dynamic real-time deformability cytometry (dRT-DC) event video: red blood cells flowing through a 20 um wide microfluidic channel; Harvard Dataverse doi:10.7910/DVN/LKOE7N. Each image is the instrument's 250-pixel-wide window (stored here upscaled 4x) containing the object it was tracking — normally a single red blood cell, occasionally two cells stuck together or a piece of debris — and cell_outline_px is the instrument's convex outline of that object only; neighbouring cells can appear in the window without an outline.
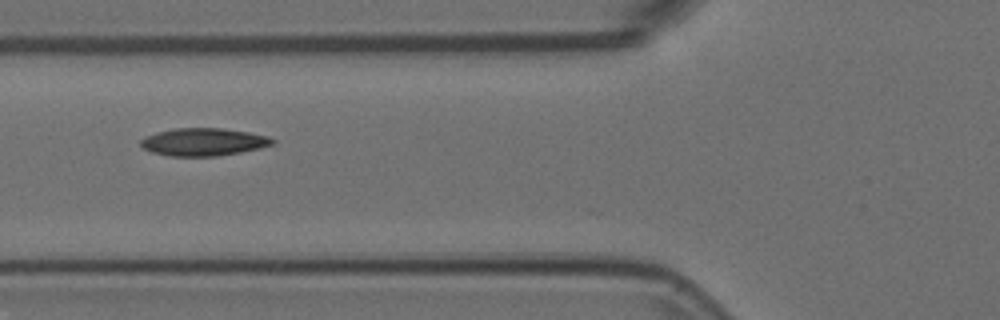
{"species": "Egyptian fruit bat (a non-hibernating species)", "species_latin": "Rousettus aegyptiacus", "temperature_condition": "room temperature", "stored_images_in_passage": 5, "camera_frame_rate_fps": 3000, "um_per_image_px": 0.085, "animal": {"sex": "female"}, "frame": {"image": 1, "passage_image": 3, "time_ms": 0.667, "image_size_px": [1000, 320], "cell_outline_px": [[276, 144], [260, 148], [240, 152], [216, 156], [168, 156], [152, 152], [144, 148], [140, 144], [140, 140], [144, 136], [156, 132], [172, 128], [224, 128], [248, 132], [268, 136], [276, 140]], "centroid_in_image_um": [17.3, 12.06], "position_along_channel_um": 108.5, "area_um2": 21.44}}
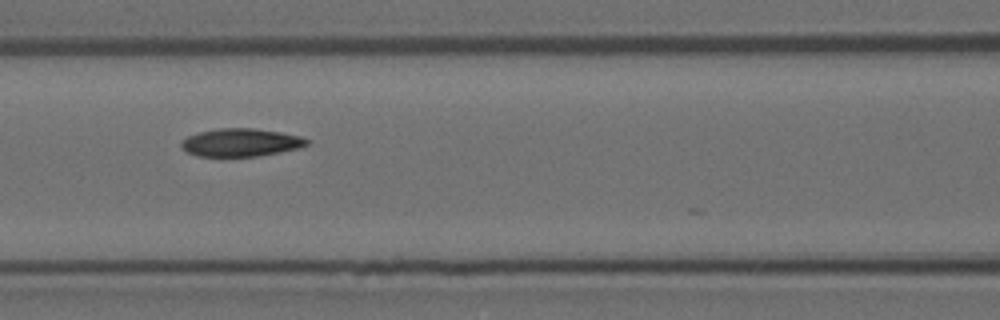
{"frame": {"image": 2, "passage_image": 4, "time_ms": 1.0, "image_size_px": [1000, 320], "cell_outline_px": [[308, 144], [296, 148], [256, 156], [196, 156], [188, 152], [180, 144], [188, 136], [200, 132], [220, 128], [252, 128], [280, 132], [300, 136], [308, 140]], "centroid_in_image_um": [20.45, 12.1], "position_along_channel_um": 146.2, "area_um2": 19.94}}